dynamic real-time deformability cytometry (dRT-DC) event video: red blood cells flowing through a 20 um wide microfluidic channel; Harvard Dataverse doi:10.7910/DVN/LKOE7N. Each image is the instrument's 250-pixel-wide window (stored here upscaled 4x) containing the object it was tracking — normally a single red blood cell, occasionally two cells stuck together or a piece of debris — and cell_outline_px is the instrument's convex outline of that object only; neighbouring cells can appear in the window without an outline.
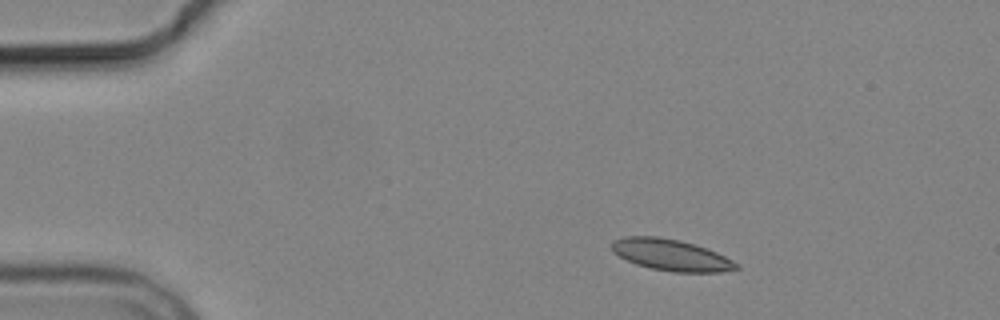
{"species": "common noctule bat (a hibernating species)", "species_latin": "Nyctalus noctula", "temperature_condition": "cold", "stored_images_in_passage": 4, "camera_frame_rate_fps": 3000, "um_per_image_px": 0.085, "animal": {"sex": "male", "body_mass_g": 19.2, "forearm_length_mm": 51.8}, "frame": {"image": 1, "passage_image": 2, "time_ms": 1.333, "image_size_px": [1000, 320], "cell_outline_px": [[740, 268], [720, 272], [672, 272], [652, 268], [636, 264], [612, 252], [612, 240], [624, 236], [660, 236], [680, 240], [708, 248], [740, 264]], "centroid_in_image_um": [57.04, 21.66], "position_along_channel_um": 28.0, "area_um2": 22.89}}